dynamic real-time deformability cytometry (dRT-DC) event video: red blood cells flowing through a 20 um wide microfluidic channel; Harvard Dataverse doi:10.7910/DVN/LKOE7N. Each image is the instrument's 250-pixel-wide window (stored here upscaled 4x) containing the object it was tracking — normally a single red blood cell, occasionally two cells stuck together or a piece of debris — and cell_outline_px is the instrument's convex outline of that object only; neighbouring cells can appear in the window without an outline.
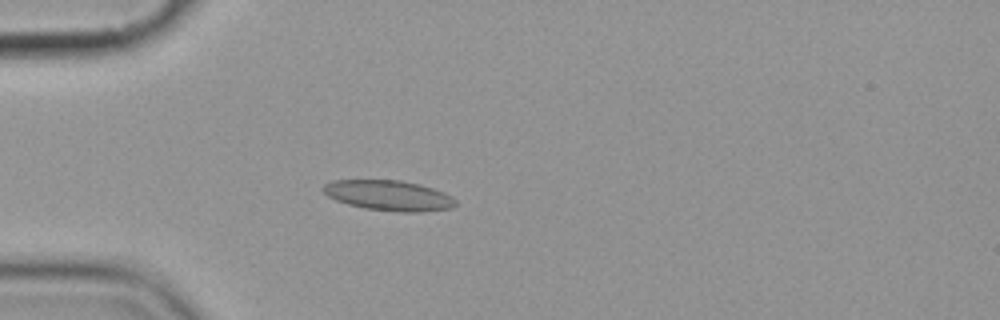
{"species": "common noctule bat (a hibernating species)", "species_latin": "Nyctalus noctula", "temperature_condition": "cold", "stored_images_in_passage": 5, "camera_frame_rate_fps": 3000, "um_per_image_px": 0.085, "animal": {"sex": "female", "body_mass_g": 19.9}, "frame": {"image": 1, "passage_image": 4, "time_ms": 3.667, "image_size_px": [1000, 320], "cell_outline_px": [[456, 204], [452, 208], [420, 212], [400, 212], [364, 208], [348, 204], [336, 200], [328, 196], [320, 188], [324, 184], [332, 180], [400, 180], [420, 184], [444, 192], [452, 196], [456, 200]], "centroid_in_image_um": [33.04, 16.61], "position_along_channel_um": 52.0, "area_um2": 23.47}}